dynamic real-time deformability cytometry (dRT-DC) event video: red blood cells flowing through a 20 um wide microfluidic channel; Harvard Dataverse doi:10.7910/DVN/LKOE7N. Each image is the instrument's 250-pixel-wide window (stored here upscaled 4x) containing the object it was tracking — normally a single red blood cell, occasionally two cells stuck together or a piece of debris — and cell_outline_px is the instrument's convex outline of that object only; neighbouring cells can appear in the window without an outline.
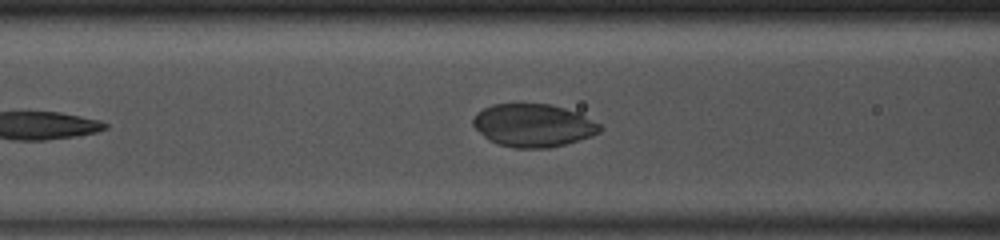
{"species": "common noctule bat (a hibernating species)", "species_latin": "Nyctalus noctula", "temperature_condition": "room temperature", "stored_images_in_passage": 36, "camera_frame_rate_fps": 3000, "um_per_image_px": 0.085, "animal": {"sex": "male", "body_mass_g": 13.0, "forearm_length_mm": 53.1}, "frame": {"image": 1, "passage_image": 9, "time_ms": 2.667, "image_size_px": [1000, 240], "cell_outline_px": [[604, 128], [600, 132], [592, 136], [564, 144], [548, 148], [512, 148], [488, 140], [472, 124], [472, 120], [476, 112], [492, 104], [552, 104], [576, 112], [600, 124]], "centroid_in_image_um": [45.32, 10.66], "position_along_channel_um": 121.3, "area_um2": 31.67}}
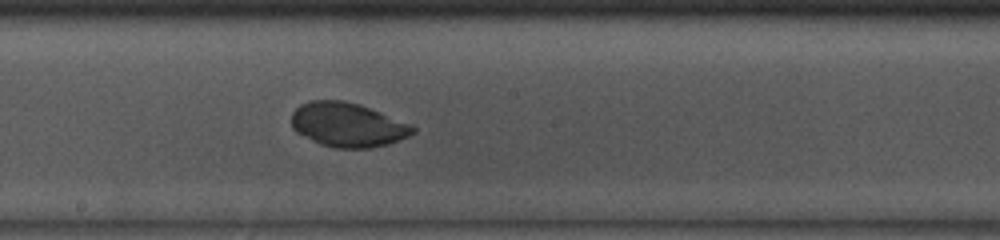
{"frame": {"image": 2, "passage_image": 16, "time_ms": 5.0, "image_size_px": [1000, 240], "cell_outline_px": [[416, 132], [408, 136], [388, 144], [368, 148], [336, 148], [320, 144], [296, 132], [292, 128], [292, 112], [300, 104], [308, 100], [344, 100], [360, 104], [412, 124], [416, 128]], "centroid_in_image_um": [29.55, 10.6], "position_along_channel_um": 218.6, "area_um2": 31.44}}
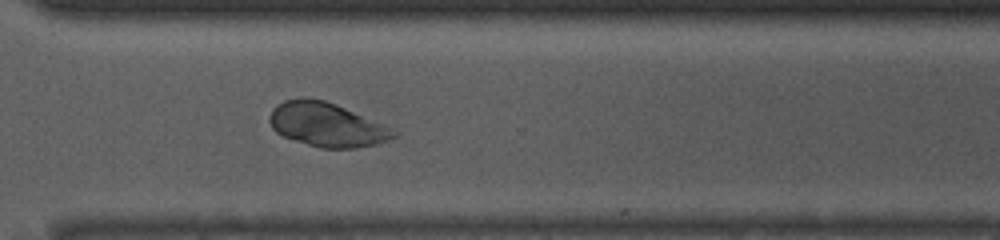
{"frame": {"image": 3, "passage_image": 25, "time_ms": 8.0, "image_size_px": [1000, 240], "cell_outline_px": [[400, 132], [396, 136], [376, 144], [356, 148], [320, 148], [284, 136], [276, 132], [272, 128], [268, 120], [268, 116], [272, 108], [276, 104], [284, 100], [300, 96], [304, 96], [324, 100], [336, 104], [396, 128]], "centroid_in_image_um": [27.79, 10.57], "position_along_channel_um": 342.8, "area_um2": 32.37}}